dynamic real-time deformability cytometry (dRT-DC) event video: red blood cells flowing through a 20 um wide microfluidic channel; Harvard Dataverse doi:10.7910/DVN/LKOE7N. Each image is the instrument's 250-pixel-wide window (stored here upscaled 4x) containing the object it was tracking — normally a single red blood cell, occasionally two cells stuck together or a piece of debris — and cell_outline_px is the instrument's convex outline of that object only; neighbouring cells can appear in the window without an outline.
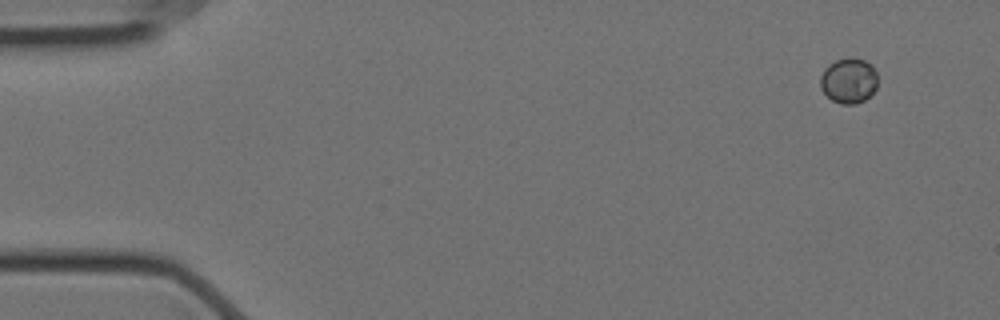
{"species": "Egyptian fruit bat (a non-hibernating species)", "species_latin": "Rousettus aegyptiacus", "temperature_condition": "cold", "stored_images_in_passage": 55, "camera_frame_rate_fps": 3000, "um_per_image_px": 0.085, "animal": {"sex": "female"}, "frame": {"image": 1, "passage_image": 1, "time_ms": 0.0, "image_size_px": [1000, 320], "cell_outline_px": [[876, 88], [864, 100], [856, 104], [840, 104], [832, 100], [820, 88], [820, 76], [824, 68], [828, 64], [836, 60], [848, 56], [852, 56], [864, 60], [872, 64], [876, 72]], "centroid_in_image_um": [72.12, 6.82], "position_along_channel_um": 12.9, "area_um2": 15.32}}
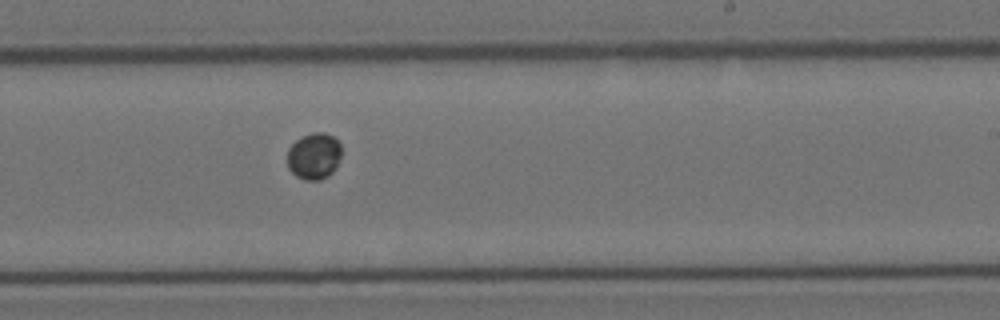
{"frame": {"image": 2, "passage_image": 32, "time_ms": 10.333, "image_size_px": [1000, 320], "cell_outline_px": [[340, 156], [336, 168], [328, 176], [320, 180], [304, 180], [296, 176], [288, 168], [288, 148], [300, 136], [312, 132], [324, 132], [332, 136], [340, 144]], "centroid_in_image_um": [26.68, 13.26], "position_along_channel_um": 262.3, "area_um2": 14.74}}
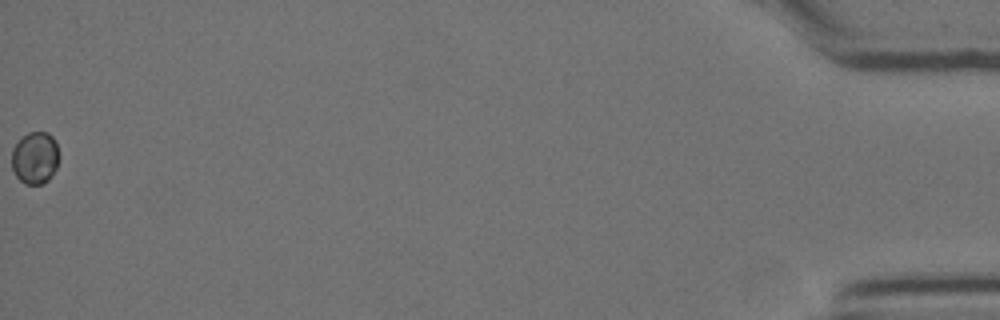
{"frame": {"image": 3, "passage_image": 55, "time_ms": 18.0, "image_size_px": [1000, 320], "cell_outline_px": [[56, 168], [52, 176], [48, 180], [40, 184], [24, 184], [16, 176], [12, 168], [12, 148], [28, 132], [48, 132], [52, 136], [56, 144]], "centroid_in_image_um": [2.95, 13.43], "position_along_channel_um": 432.3, "area_um2": 14.1}}